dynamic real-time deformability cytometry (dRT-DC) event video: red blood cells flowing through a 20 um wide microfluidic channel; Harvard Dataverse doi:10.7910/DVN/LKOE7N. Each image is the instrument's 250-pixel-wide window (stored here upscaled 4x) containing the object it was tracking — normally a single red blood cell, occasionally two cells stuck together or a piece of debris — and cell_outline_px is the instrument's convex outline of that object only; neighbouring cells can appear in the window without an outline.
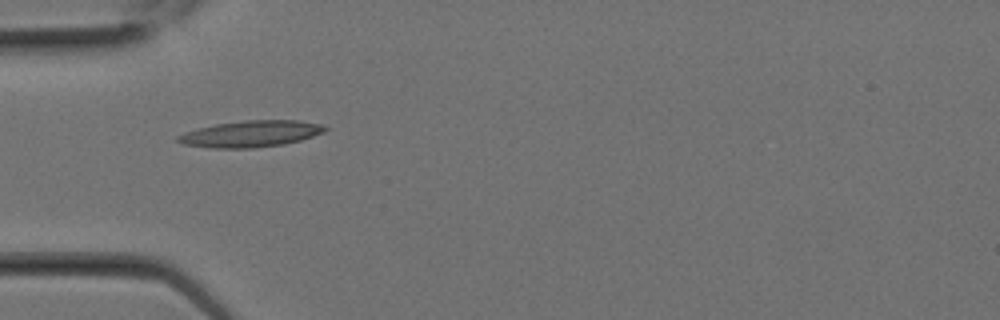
{"species": "Egyptian fruit bat (a non-hibernating species)", "species_latin": "Rousettus aegyptiacus", "temperature_condition": "room temperature", "stored_images_in_passage": 1, "camera_frame_rate_fps": 3000, "um_per_image_px": 0.085, "animal": {"sex": "female"}, "frame": {"image": 1, "passage_image": 1, "time_ms": 0.0, "image_size_px": [1000, 320], "cell_outline_px": [[328, 128], [324, 132], [300, 140], [284, 144], [252, 148], [212, 148], [184, 144], [176, 140], [176, 136], [184, 132], [216, 124], [244, 120], [296, 120], [324, 124]], "centroid_in_image_um": [21.33, 11.37], "position_along_channel_um": 63.7, "area_um2": 22.6}}